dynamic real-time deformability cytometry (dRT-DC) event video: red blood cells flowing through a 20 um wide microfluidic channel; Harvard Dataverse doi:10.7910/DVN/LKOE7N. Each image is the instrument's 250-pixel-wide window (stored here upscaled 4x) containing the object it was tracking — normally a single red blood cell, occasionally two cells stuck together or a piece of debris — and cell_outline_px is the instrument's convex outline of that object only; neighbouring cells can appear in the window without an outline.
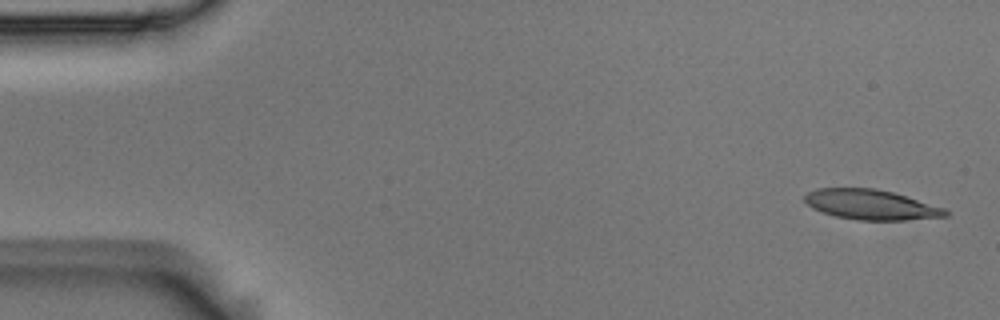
{"species": "Egyptian fruit bat (a non-hibernating species)", "species_latin": "Rousettus aegyptiacus", "temperature_condition": "room temperature", "stored_images_in_passage": 5, "camera_frame_rate_fps": 3000, "um_per_image_px": 0.085, "animal": {"sex": "male"}, "frame": {"image": 1, "passage_image": 1, "time_ms": 0.0, "image_size_px": [1000, 320], "cell_outline_px": [[948, 216], [904, 220], [856, 220], [836, 216], [812, 208], [804, 200], [804, 196], [808, 192], [816, 188], [876, 188], [892, 192], [944, 208], [948, 212]], "centroid_in_image_um": [74.0, 17.39], "position_along_channel_um": 11.0, "area_um2": 24.39}}
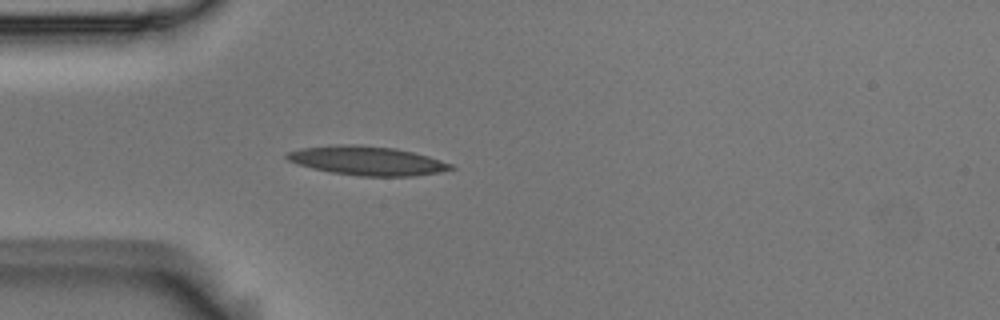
{"frame": {"image": 2, "passage_image": 5, "time_ms": 1.333, "image_size_px": [1000, 320], "cell_outline_px": [[456, 168], [440, 172], [416, 176], [360, 176], [332, 172], [312, 168], [288, 160], [284, 156], [288, 152], [300, 148], [336, 144], [352, 144], [396, 148], [428, 156], [452, 164]], "centroid_in_image_um": [31.22, 13.66], "position_along_channel_um": 53.8, "area_um2": 27.63}}